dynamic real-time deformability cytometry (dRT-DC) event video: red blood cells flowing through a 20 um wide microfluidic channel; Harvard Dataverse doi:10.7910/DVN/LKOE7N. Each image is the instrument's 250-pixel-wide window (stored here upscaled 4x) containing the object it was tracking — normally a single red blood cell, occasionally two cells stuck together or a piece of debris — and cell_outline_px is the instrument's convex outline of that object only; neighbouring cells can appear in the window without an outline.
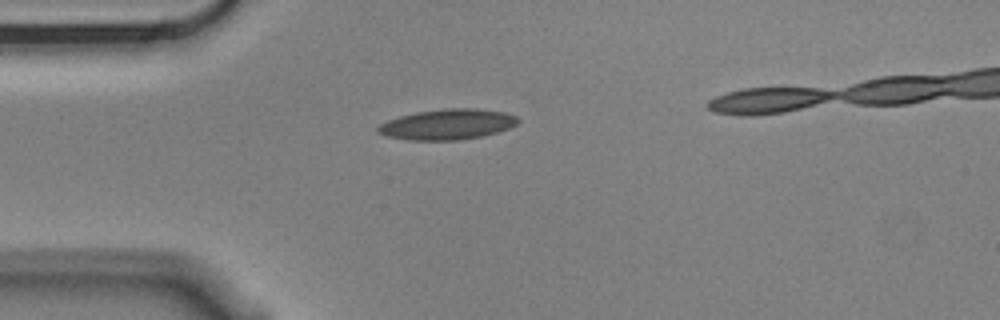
{"species": "Egyptian fruit bat (a non-hibernating species)", "species_latin": "Rousettus aegyptiacus", "temperature_condition": "cold", "stored_images_in_passage": 8, "camera_frame_rate_fps": 3000, "um_per_image_px": 0.085, "animal": {"sex": "male"}, "frame": {"image": 1, "passage_image": 1, "time_ms": 0.0, "image_size_px": [1000, 320], "cell_outline_px": [[520, 120], [516, 124], [508, 128], [496, 132], [480, 136], [460, 140], [408, 140], [388, 136], [376, 132], [376, 128], [380, 124], [388, 120], [400, 116], [416, 112], [444, 108], [476, 108], [504, 112], [516, 116]], "centroid_in_image_um": [38.01, 10.56], "position_along_channel_um": 47.0, "area_um2": 24.8}}
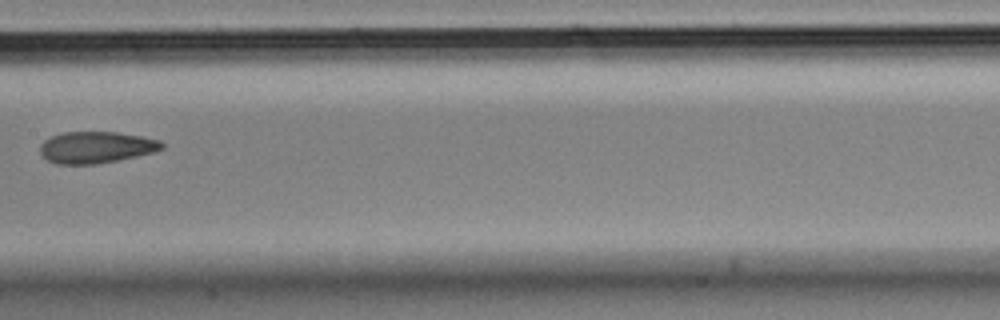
{"frame": {"image": 2, "passage_image": 5, "time_ms": 1.333, "image_size_px": [1000, 320], "cell_outline_px": [[164, 148], [152, 152], [136, 156], [96, 164], [56, 164], [48, 160], [40, 152], [40, 144], [44, 140], [52, 136], [64, 132], [116, 132], [140, 136], [160, 140], [164, 144]], "centroid_in_image_um": [8.16, 12.52], "position_along_channel_um": 199.2, "area_um2": 22.25}}
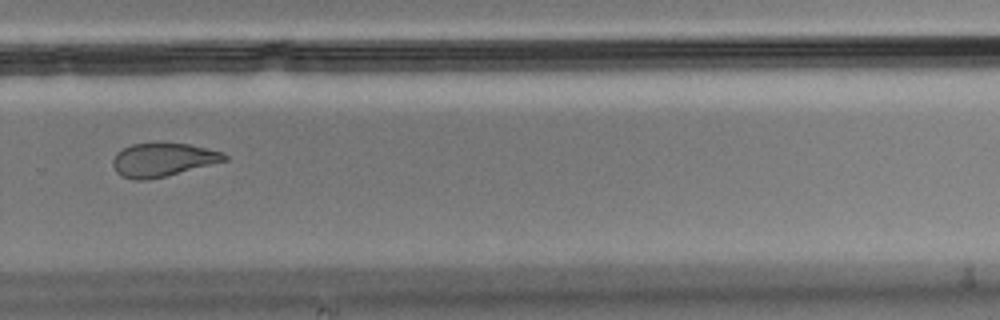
{"frame": {"image": 3, "passage_image": 8, "time_ms": 2.333, "image_size_px": [1000, 320], "cell_outline_px": [[228, 160], [148, 180], [132, 180], [120, 176], [116, 172], [112, 164], [112, 160], [124, 148], [132, 144], [188, 144], [224, 152], [228, 156]], "centroid_in_image_um": [13.84, 13.6], "position_along_channel_um": 316.0, "area_um2": 21.39}}